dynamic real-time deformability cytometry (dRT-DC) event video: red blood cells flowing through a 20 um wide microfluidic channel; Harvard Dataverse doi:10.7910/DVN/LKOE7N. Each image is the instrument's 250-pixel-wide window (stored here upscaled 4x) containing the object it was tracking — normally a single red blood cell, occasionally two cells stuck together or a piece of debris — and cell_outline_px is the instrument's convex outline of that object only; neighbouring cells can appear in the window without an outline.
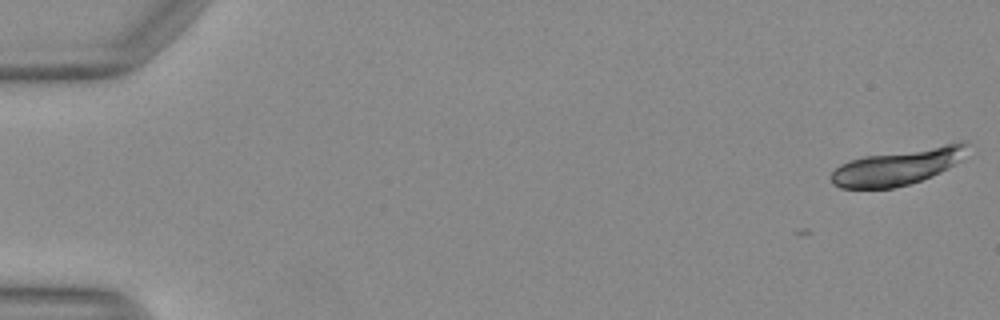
{"species": "Egyptian fruit bat (a non-hibernating species)", "species_latin": "Rousettus aegyptiacus", "temperature_condition": "warm", "stored_images_in_passage": 11, "camera_frame_rate_fps": 3000, "um_per_image_px": 0.085, "animal": {"sex": "female"}, "frame": {"image": 1, "passage_image": 1, "time_ms": 0.0, "image_size_px": [1000, 320], "cell_outline_px": [[968, 144], [956, 160], [948, 168], [932, 176], [908, 184], [892, 188], [840, 188], [832, 184], [832, 172], [840, 164], [848, 160], [864, 156], [944, 144]], "centroid_in_image_um": [76.15, 14.21], "position_along_channel_um": 8.9, "area_um2": 27.63}}